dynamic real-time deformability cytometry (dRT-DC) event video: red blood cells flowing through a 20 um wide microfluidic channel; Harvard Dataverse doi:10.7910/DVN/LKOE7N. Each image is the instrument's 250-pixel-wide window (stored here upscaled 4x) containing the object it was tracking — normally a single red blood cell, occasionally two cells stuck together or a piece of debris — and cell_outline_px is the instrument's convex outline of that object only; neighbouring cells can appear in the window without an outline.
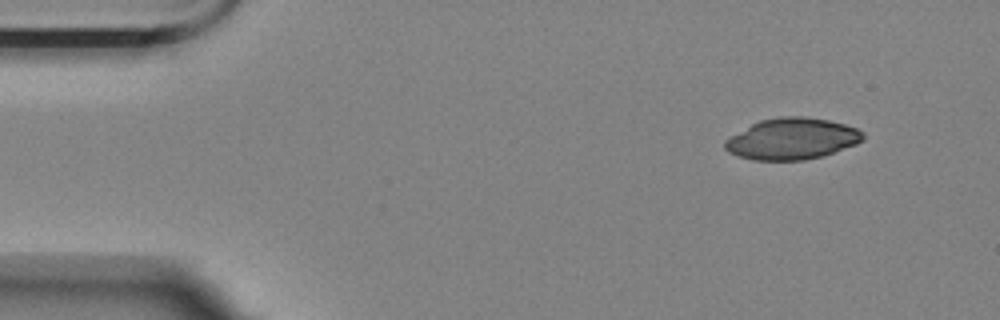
{"species": "Egyptian fruit bat (a non-hibernating species)", "species_latin": "Rousettus aegyptiacus", "temperature_condition": "room temperature", "stored_images_in_passage": 52, "camera_frame_rate_fps": 3000, "um_per_image_px": 0.085, "animal": {"sex": "female"}, "frame": {"image": 1, "passage_image": 1, "time_ms": 0.0, "image_size_px": [1000, 320], "cell_outline_px": [[864, 140], [856, 144], [820, 156], [804, 160], [752, 160], [736, 156], [728, 152], [724, 148], [724, 140], [752, 124], [760, 120], [780, 116], [804, 116], [828, 120], [844, 124], [856, 128], [864, 132]], "centroid_in_image_um": [67.3, 11.8], "position_along_channel_um": 17.7, "area_um2": 33.18}}
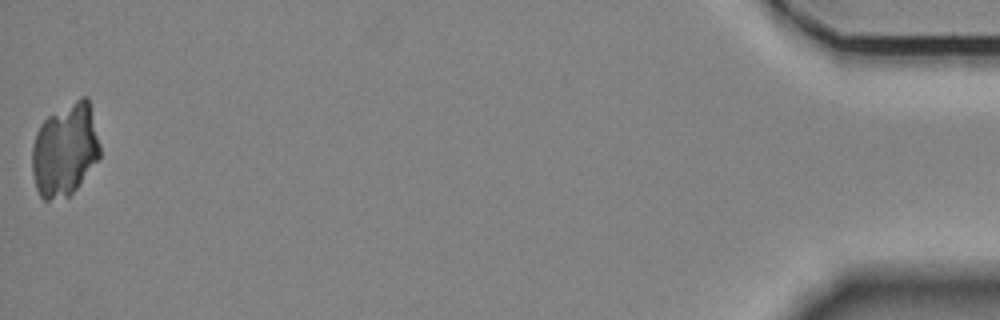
{"frame": {"image": 2, "passage_image": 52, "time_ms": 17.0, "image_size_px": [1000, 320], "cell_outline_px": [[100, 156], [76, 188], [68, 196], [48, 200], [44, 200], [40, 196], [36, 188], [32, 172], [32, 144], [36, 132], [40, 124], [48, 116], [80, 96], [88, 96], [100, 144]], "centroid_in_image_um": [5.51, 12.71], "position_along_channel_um": 429.7, "area_um2": 36.7}}